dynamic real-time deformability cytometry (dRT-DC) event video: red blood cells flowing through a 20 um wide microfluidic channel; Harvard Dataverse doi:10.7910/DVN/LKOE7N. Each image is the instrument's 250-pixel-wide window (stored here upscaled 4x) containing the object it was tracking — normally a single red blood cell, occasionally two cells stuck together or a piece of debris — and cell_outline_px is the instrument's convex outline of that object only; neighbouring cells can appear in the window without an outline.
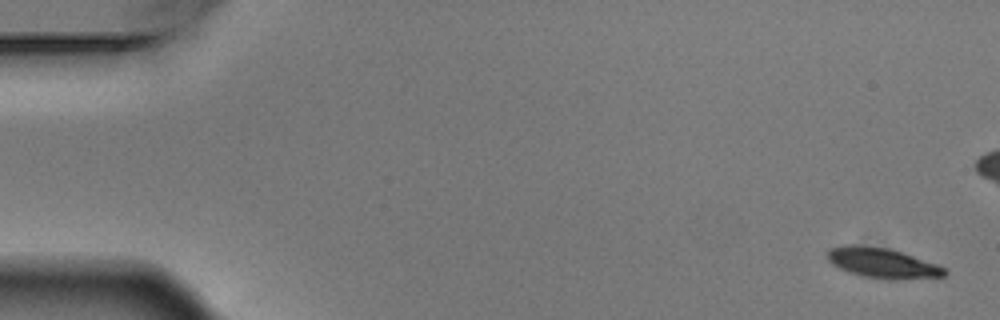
{"species": "Egyptian fruit bat (a non-hibernating species)", "species_latin": "Rousettus aegyptiacus", "temperature_condition": "warm", "stored_images_in_passage": 6, "camera_frame_rate_fps": 3000, "um_per_image_px": 0.085, "animal": {"sex": "male"}, "frame": {"image": 1, "passage_image": 1, "time_ms": 0.0, "image_size_px": [1000, 320], "cell_outline_px": [[948, 272], [944, 276], [892, 280], [884, 280], [860, 276], [848, 272], [832, 264], [824, 256], [828, 248], [844, 244], [860, 244], [888, 248], [948, 268]], "centroid_in_image_um": [74.93, 22.35], "position_along_channel_um": 10.1, "area_um2": 20.98}}